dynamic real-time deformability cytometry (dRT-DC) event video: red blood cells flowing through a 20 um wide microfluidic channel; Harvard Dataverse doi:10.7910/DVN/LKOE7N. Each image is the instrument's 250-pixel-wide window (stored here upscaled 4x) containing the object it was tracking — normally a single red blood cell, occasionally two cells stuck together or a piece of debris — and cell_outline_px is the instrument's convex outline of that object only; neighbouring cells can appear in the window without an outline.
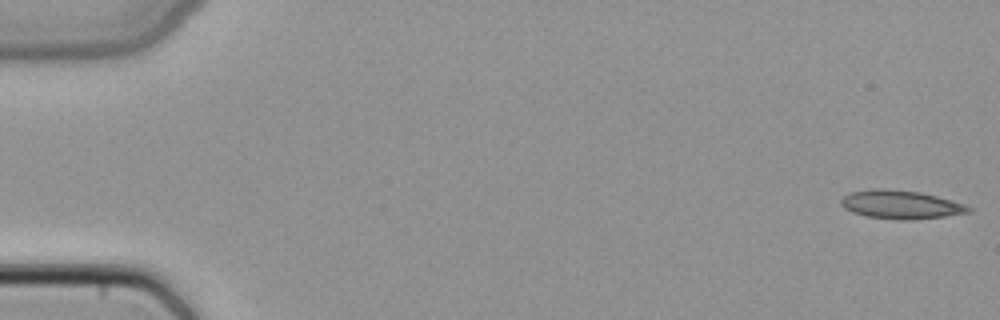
{"species": "common noctule bat (a hibernating species)", "species_latin": "Nyctalus noctula", "temperature_condition": "cold", "stored_images_in_passage": 49, "camera_frame_rate_fps": 3000, "um_per_image_px": 0.085, "animal": {"sex": "female", "body_mass_g": 22.7, "forearm_length_mm": 54.2}, "frame": {"image": 1, "passage_image": 1, "time_ms": 0.0, "image_size_px": [1000, 320], "cell_outline_px": [[972, 212], [944, 216], [908, 220], [900, 220], [864, 216], [852, 212], [844, 208], [840, 204], [840, 200], [848, 192], [872, 188], [884, 188], [920, 192], [936, 196], [964, 204], [972, 208]], "centroid_in_image_um": [76.52, 17.38], "position_along_channel_um": 8.5, "area_um2": 21.27}}
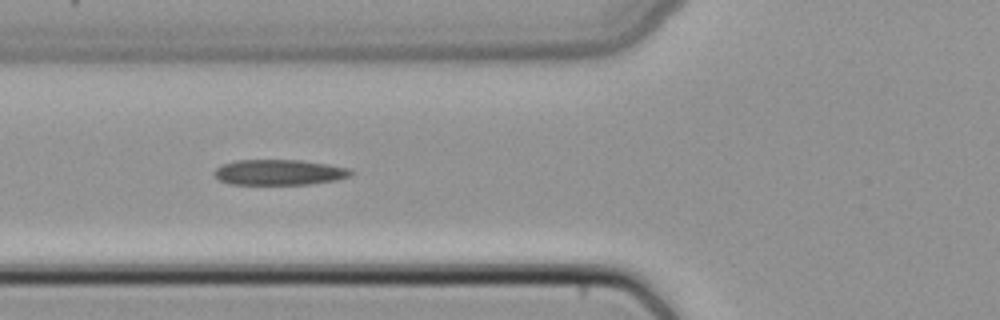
{"frame": {"image": 2, "passage_image": 19, "time_ms": 6.0, "image_size_px": [1000, 320], "cell_outline_px": [[356, 172], [352, 176], [336, 180], [312, 184], [232, 184], [220, 180], [212, 172], [220, 164], [236, 160], [300, 160], [328, 164], [352, 168]], "centroid_in_image_um": [23.79, 14.64], "position_along_channel_um": 102.0, "area_um2": 20.58}}
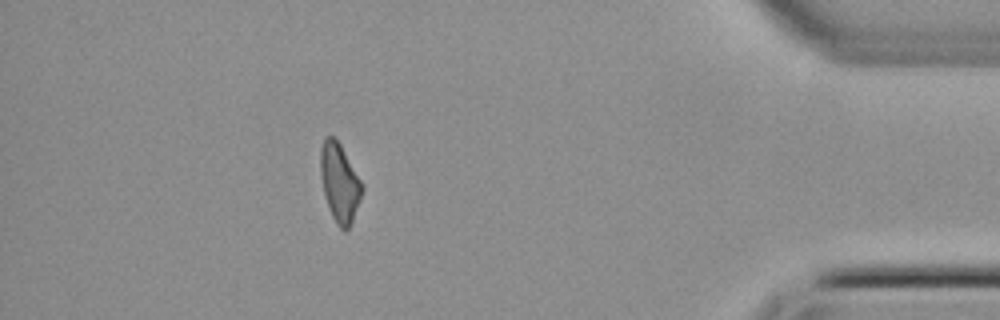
{"frame": {"image": 3, "passage_image": 44, "time_ms": 14.333, "image_size_px": [1000, 320], "cell_outline_px": [[364, 188], [360, 200], [352, 220], [348, 228], [344, 232], [336, 224], [328, 208], [324, 196], [320, 176], [320, 148], [324, 136], [332, 136], [340, 144], [364, 184]], "centroid_in_image_um": [28.85, 15.52], "position_along_channel_um": 406.3, "area_um2": 19.25}}